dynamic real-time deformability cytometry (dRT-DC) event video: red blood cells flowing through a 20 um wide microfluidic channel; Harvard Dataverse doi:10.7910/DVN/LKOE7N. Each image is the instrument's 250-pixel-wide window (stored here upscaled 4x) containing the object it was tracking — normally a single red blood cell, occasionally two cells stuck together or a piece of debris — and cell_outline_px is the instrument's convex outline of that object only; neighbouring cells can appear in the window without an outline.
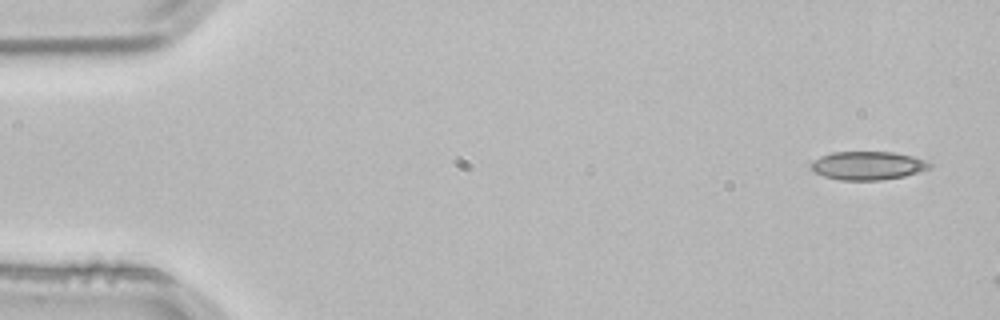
{"species": "common noctule bat (a hibernating species)", "species_latin": "Nyctalus noctula", "temperature_condition": "room temperature", "stored_images_in_passage": 3, "camera_frame_rate_fps": 3000, "um_per_image_px": 0.085, "animal": {"sex": "male", "body_mass_g": 21.5, "forearm_length_mm": 52.0}, "frame": {"image": 1, "passage_image": 1, "time_ms": 0.0, "image_size_px": [1000, 320], "cell_outline_px": [[932, 168], [904, 176], [880, 180], [840, 180], [824, 176], [816, 172], [808, 164], [812, 160], [820, 156], [832, 152], [892, 152], [912, 156], [924, 160], [932, 164]], "centroid_in_image_um": [73.74, 14.07], "position_along_channel_um": 11.3, "area_um2": 19.65}}